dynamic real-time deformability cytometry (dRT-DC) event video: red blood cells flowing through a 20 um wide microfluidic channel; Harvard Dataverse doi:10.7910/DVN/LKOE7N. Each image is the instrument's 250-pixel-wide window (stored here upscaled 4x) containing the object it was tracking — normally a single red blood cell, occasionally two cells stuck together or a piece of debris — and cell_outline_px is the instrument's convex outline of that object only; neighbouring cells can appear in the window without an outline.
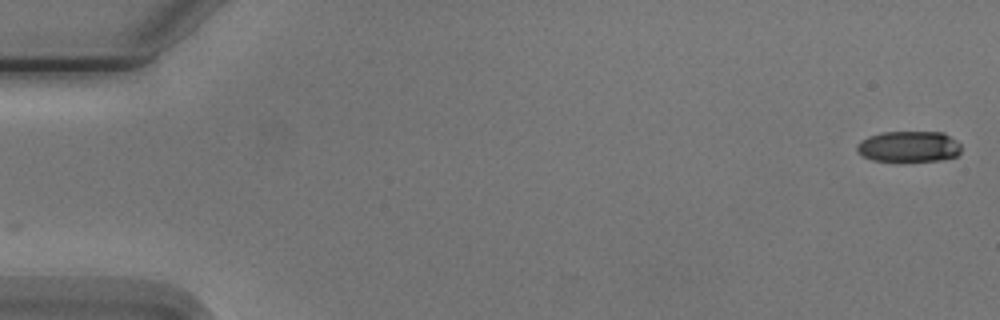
{"species": "Egyptian fruit bat (a non-hibernating species)", "species_latin": "Rousettus aegyptiacus", "temperature_condition": "cold", "stored_images_in_passage": 2, "camera_frame_rate_fps": 3000, "um_per_image_px": 0.085, "animal": {"sex": "male"}, "frame": {"image": 1, "passage_image": 2, "time_ms": 1.333, "image_size_px": [1000, 320], "cell_outline_px": [[960, 152], [956, 156], [944, 160], [872, 160], [856, 152], [856, 144], [860, 140], [868, 136], [880, 132], [944, 132], [956, 140], [960, 144]], "centroid_in_image_um": [77.23, 12.44], "position_along_channel_um": 7.8, "area_um2": 18.79}}